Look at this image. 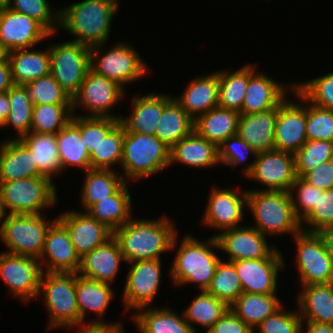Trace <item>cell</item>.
Segmentation results:
<instances>
[{"label":"cell","instance_id":"16","mask_svg":"<svg viewBox=\"0 0 333 333\" xmlns=\"http://www.w3.org/2000/svg\"><path fill=\"white\" fill-rule=\"evenodd\" d=\"M124 285L123 302L125 310L149 307L159 290L161 279V260L131 262Z\"/></svg>","mask_w":333,"mask_h":333},{"label":"cell","instance_id":"43","mask_svg":"<svg viewBox=\"0 0 333 333\" xmlns=\"http://www.w3.org/2000/svg\"><path fill=\"white\" fill-rule=\"evenodd\" d=\"M229 310V306L206 291H200L183 311L184 319L205 327L207 331Z\"/></svg>","mask_w":333,"mask_h":333},{"label":"cell","instance_id":"64","mask_svg":"<svg viewBox=\"0 0 333 333\" xmlns=\"http://www.w3.org/2000/svg\"><path fill=\"white\" fill-rule=\"evenodd\" d=\"M6 52L5 50L1 47L0 45V62L6 57Z\"/></svg>","mask_w":333,"mask_h":333},{"label":"cell","instance_id":"40","mask_svg":"<svg viewBox=\"0 0 333 333\" xmlns=\"http://www.w3.org/2000/svg\"><path fill=\"white\" fill-rule=\"evenodd\" d=\"M57 150L62 170L67 166H77L85 169L90 167V155L83 142L80 130L70 121L56 134Z\"/></svg>","mask_w":333,"mask_h":333},{"label":"cell","instance_id":"12","mask_svg":"<svg viewBox=\"0 0 333 333\" xmlns=\"http://www.w3.org/2000/svg\"><path fill=\"white\" fill-rule=\"evenodd\" d=\"M243 173L271 191H288L297 178L295 155L280 150L257 153Z\"/></svg>","mask_w":333,"mask_h":333},{"label":"cell","instance_id":"2","mask_svg":"<svg viewBox=\"0 0 333 333\" xmlns=\"http://www.w3.org/2000/svg\"><path fill=\"white\" fill-rule=\"evenodd\" d=\"M118 0H84L60 10V26L73 35L72 42L93 47L105 44L110 35Z\"/></svg>","mask_w":333,"mask_h":333},{"label":"cell","instance_id":"7","mask_svg":"<svg viewBox=\"0 0 333 333\" xmlns=\"http://www.w3.org/2000/svg\"><path fill=\"white\" fill-rule=\"evenodd\" d=\"M43 290V291H42ZM49 312L50 329L80 326V312L76 298V273L46 272L39 286Z\"/></svg>","mask_w":333,"mask_h":333},{"label":"cell","instance_id":"20","mask_svg":"<svg viewBox=\"0 0 333 333\" xmlns=\"http://www.w3.org/2000/svg\"><path fill=\"white\" fill-rule=\"evenodd\" d=\"M306 106L286 98L277 108L275 123V149L297 153L307 142Z\"/></svg>","mask_w":333,"mask_h":333},{"label":"cell","instance_id":"25","mask_svg":"<svg viewBox=\"0 0 333 333\" xmlns=\"http://www.w3.org/2000/svg\"><path fill=\"white\" fill-rule=\"evenodd\" d=\"M277 108L240 114L237 135L246 141L257 153L275 149V123Z\"/></svg>","mask_w":333,"mask_h":333},{"label":"cell","instance_id":"57","mask_svg":"<svg viewBox=\"0 0 333 333\" xmlns=\"http://www.w3.org/2000/svg\"><path fill=\"white\" fill-rule=\"evenodd\" d=\"M302 178L321 190L333 188V159L320 164Z\"/></svg>","mask_w":333,"mask_h":333},{"label":"cell","instance_id":"5","mask_svg":"<svg viewBox=\"0 0 333 333\" xmlns=\"http://www.w3.org/2000/svg\"><path fill=\"white\" fill-rule=\"evenodd\" d=\"M124 175L137 180L153 176L170 164V148L156 135L128 132L125 129L123 156L120 163Z\"/></svg>","mask_w":333,"mask_h":333},{"label":"cell","instance_id":"26","mask_svg":"<svg viewBox=\"0 0 333 333\" xmlns=\"http://www.w3.org/2000/svg\"><path fill=\"white\" fill-rule=\"evenodd\" d=\"M172 98L168 94L157 93L135 96L131 103V114L129 117H121L120 122L128 132L155 135L163 108Z\"/></svg>","mask_w":333,"mask_h":333},{"label":"cell","instance_id":"24","mask_svg":"<svg viewBox=\"0 0 333 333\" xmlns=\"http://www.w3.org/2000/svg\"><path fill=\"white\" fill-rule=\"evenodd\" d=\"M122 261L125 262V259L120 246L112 237L81 258L78 274L98 282L111 284L116 279Z\"/></svg>","mask_w":333,"mask_h":333},{"label":"cell","instance_id":"38","mask_svg":"<svg viewBox=\"0 0 333 333\" xmlns=\"http://www.w3.org/2000/svg\"><path fill=\"white\" fill-rule=\"evenodd\" d=\"M33 153L40 176L53 180V175L62 172L57 150L56 134L30 132L20 139Z\"/></svg>","mask_w":333,"mask_h":333},{"label":"cell","instance_id":"10","mask_svg":"<svg viewBox=\"0 0 333 333\" xmlns=\"http://www.w3.org/2000/svg\"><path fill=\"white\" fill-rule=\"evenodd\" d=\"M50 74L72 98L91 69L90 47L72 41L49 47Z\"/></svg>","mask_w":333,"mask_h":333},{"label":"cell","instance_id":"23","mask_svg":"<svg viewBox=\"0 0 333 333\" xmlns=\"http://www.w3.org/2000/svg\"><path fill=\"white\" fill-rule=\"evenodd\" d=\"M255 67V65L248 64V85L240 114L258 113L278 108L287 96L285 93L294 89L293 84L284 87L271 77L257 73Z\"/></svg>","mask_w":333,"mask_h":333},{"label":"cell","instance_id":"52","mask_svg":"<svg viewBox=\"0 0 333 333\" xmlns=\"http://www.w3.org/2000/svg\"><path fill=\"white\" fill-rule=\"evenodd\" d=\"M308 223V228L303 224ZM302 231L320 233L333 227V188L318 191L317 204L312 211L300 222Z\"/></svg>","mask_w":333,"mask_h":333},{"label":"cell","instance_id":"59","mask_svg":"<svg viewBox=\"0 0 333 333\" xmlns=\"http://www.w3.org/2000/svg\"><path fill=\"white\" fill-rule=\"evenodd\" d=\"M14 85L9 61L5 57L0 62V93L7 92Z\"/></svg>","mask_w":333,"mask_h":333},{"label":"cell","instance_id":"46","mask_svg":"<svg viewBox=\"0 0 333 333\" xmlns=\"http://www.w3.org/2000/svg\"><path fill=\"white\" fill-rule=\"evenodd\" d=\"M209 294L230 306L242 293V285L234 264L230 261L218 262L211 283L206 290Z\"/></svg>","mask_w":333,"mask_h":333},{"label":"cell","instance_id":"34","mask_svg":"<svg viewBox=\"0 0 333 333\" xmlns=\"http://www.w3.org/2000/svg\"><path fill=\"white\" fill-rule=\"evenodd\" d=\"M132 317L140 333H198L184 316L176 314L168 307H142Z\"/></svg>","mask_w":333,"mask_h":333},{"label":"cell","instance_id":"29","mask_svg":"<svg viewBox=\"0 0 333 333\" xmlns=\"http://www.w3.org/2000/svg\"><path fill=\"white\" fill-rule=\"evenodd\" d=\"M110 284L85 278L76 273V298L80 312V328L87 325H113L100 318H95L91 323H85L87 311L103 316L114 296Z\"/></svg>","mask_w":333,"mask_h":333},{"label":"cell","instance_id":"3","mask_svg":"<svg viewBox=\"0 0 333 333\" xmlns=\"http://www.w3.org/2000/svg\"><path fill=\"white\" fill-rule=\"evenodd\" d=\"M213 248L219 250L214 236L201 242L191 235H185L169 269L173 282L176 285L197 283L199 291H206L221 260Z\"/></svg>","mask_w":333,"mask_h":333},{"label":"cell","instance_id":"61","mask_svg":"<svg viewBox=\"0 0 333 333\" xmlns=\"http://www.w3.org/2000/svg\"><path fill=\"white\" fill-rule=\"evenodd\" d=\"M307 329L304 328V324H302V333H333V325L318 323V322H306Z\"/></svg>","mask_w":333,"mask_h":333},{"label":"cell","instance_id":"39","mask_svg":"<svg viewBox=\"0 0 333 333\" xmlns=\"http://www.w3.org/2000/svg\"><path fill=\"white\" fill-rule=\"evenodd\" d=\"M114 169H89L82 185V205L87 211L93 204L114 194L126 181ZM121 176V177H120Z\"/></svg>","mask_w":333,"mask_h":333},{"label":"cell","instance_id":"32","mask_svg":"<svg viewBox=\"0 0 333 333\" xmlns=\"http://www.w3.org/2000/svg\"><path fill=\"white\" fill-rule=\"evenodd\" d=\"M6 57L15 85L26 86L30 82L50 74L49 47L45 51L13 50L8 52Z\"/></svg>","mask_w":333,"mask_h":333},{"label":"cell","instance_id":"55","mask_svg":"<svg viewBox=\"0 0 333 333\" xmlns=\"http://www.w3.org/2000/svg\"><path fill=\"white\" fill-rule=\"evenodd\" d=\"M302 324L303 321L297 310L294 313L286 312L281 307L272 316L263 320L257 326L258 332L254 333H302Z\"/></svg>","mask_w":333,"mask_h":333},{"label":"cell","instance_id":"54","mask_svg":"<svg viewBox=\"0 0 333 333\" xmlns=\"http://www.w3.org/2000/svg\"><path fill=\"white\" fill-rule=\"evenodd\" d=\"M295 191L297 193V201L293 194ZM318 191L324 190L309 184L302 177L297 176L292 184L289 193L292 199L294 214L300 222L312 211L315 204H317Z\"/></svg>","mask_w":333,"mask_h":333},{"label":"cell","instance_id":"19","mask_svg":"<svg viewBox=\"0 0 333 333\" xmlns=\"http://www.w3.org/2000/svg\"><path fill=\"white\" fill-rule=\"evenodd\" d=\"M57 219L66 227L80 259L113 237V231L88 212L66 211Z\"/></svg>","mask_w":333,"mask_h":333},{"label":"cell","instance_id":"11","mask_svg":"<svg viewBox=\"0 0 333 333\" xmlns=\"http://www.w3.org/2000/svg\"><path fill=\"white\" fill-rule=\"evenodd\" d=\"M294 238L296 266L302 286L333 282V260L321 234L301 230Z\"/></svg>","mask_w":333,"mask_h":333},{"label":"cell","instance_id":"33","mask_svg":"<svg viewBox=\"0 0 333 333\" xmlns=\"http://www.w3.org/2000/svg\"><path fill=\"white\" fill-rule=\"evenodd\" d=\"M240 113L222 107L197 116L194 131L217 147L228 137L237 134Z\"/></svg>","mask_w":333,"mask_h":333},{"label":"cell","instance_id":"37","mask_svg":"<svg viewBox=\"0 0 333 333\" xmlns=\"http://www.w3.org/2000/svg\"><path fill=\"white\" fill-rule=\"evenodd\" d=\"M194 131V120L173 97L163 108L155 135L170 149Z\"/></svg>","mask_w":333,"mask_h":333},{"label":"cell","instance_id":"28","mask_svg":"<svg viewBox=\"0 0 333 333\" xmlns=\"http://www.w3.org/2000/svg\"><path fill=\"white\" fill-rule=\"evenodd\" d=\"M188 84L182 95L174 98L193 120L218 106V71L198 76Z\"/></svg>","mask_w":333,"mask_h":333},{"label":"cell","instance_id":"31","mask_svg":"<svg viewBox=\"0 0 333 333\" xmlns=\"http://www.w3.org/2000/svg\"><path fill=\"white\" fill-rule=\"evenodd\" d=\"M173 162L196 168L217 166L218 147L193 131L170 149V164Z\"/></svg>","mask_w":333,"mask_h":333},{"label":"cell","instance_id":"66","mask_svg":"<svg viewBox=\"0 0 333 333\" xmlns=\"http://www.w3.org/2000/svg\"><path fill=\"white\" fill-rule=\"evenodd\" d=\"M3 213H2V210H1V208H0V223H2L1 221L3 220L2 218H3Z\"/></svg>","mask_w":333,"mask_h":333},{"label":"cell","instance_id":"60","mask_svg":"<svg viewBox=\"0 0 333 333\" xmlns=\"http://www.w3.org/2000/svg\"><path fill=\"white\" fill-rule=\"evenodd\" d=\"M76 333H125L122 325L118 322L113 325H87L80 328Z\"/></svg>","mask_w":333,"mask_h":333},{"label":"cell","instance_id":"45","mask_svg":"<svg viewBox=\"0 0 333 333\" xmlns=\"http://www.w3.org/2000/svg\"><path fill=\"white\" fill-rule=\"evenodd\" d=\"M72 105H34L30 132L57 134L72 119Z\"/></svg>","mask_w":333,"mask_h":333},{"label":"cell","instance_id":"42","mask_svg":"<svg viewBox=\"0 0 333 333\" xmlns=\"http://www.w3.org/2000/svg\"><path fill=\"white\" fill-rule=\"evenodd\" d=\"M8 95L10 113L3 127H14L18 133L14 139L20 140L30 133L34 104L26 86L14 84L8 90Z\"/></svg>","mask_w":333,"mask_h":333},{"label":"cell","instance_id":"49","mask_svg":"<svg viewBox=\"0 0 333 333\" xmlns=\"http://www.w3.org/2000/svg\"><path fill=\"white\" fill-rule=\"evenodd\" d=\"M49 4L47 0H9L7 7L36 20L53 35L60 25V10L51 11Z\"/></svg>","mask_w":333,"mask_h":333},{"label":"cell","instance_id":"41","mask_svg":"<svg viewBox=\"0 0 333 333\" xmlns=\"http://www.w3.org/2000/svg\"><path fill=\"white\" fill-rule=\"evenodd\" d=\"M219 102L218 106L241 112L246 88L248 85V65L229 73V70L218 71Z\"/></svg>","mask_w":333,"mask_h":333},{"label":"cell","instance_id":"8","mask_svg":"<svg viewBox=\"0 0 333 333\" xmlns=\"http://www.w3.org/2000/svg\"><path fill=\"white\" fill-rule=\"evenodd\" d=\"M38 215L4 214L0 226V238L9 248L6 253L40 257L47 231L52 224Z\"/></svg>","mask_w":333,"mask_h":333},{"label":"cell","instance_id":"6","mask_svg":"<svg viewBox=\"0 0 333 333\" xmlns=\"http://www.w3.org/2000/svg\"><path fill=\"white\" fill-rule=\"evenodd\" d=\"M53 181L43 176L0 182V208L3 214L38 215L52 207L58 198Z\"/></svg>","mask_w":333,"mask_h":333},{"label":"cell","instance_id":"27","mask_svg":"<svg viewBox=\"0 0 333 333\" xmlns=\"http://www.w3.org/2000/svg\"><path fill=\"white\" fill-rule=\"evenodd\" d=\"M40 176L33 153L18 139L0 144V182Z\"/></svg>","mask_w":333,"mask_h":333},{"label":"cell","instance_id":"13","mask_svg":"<svg viewBox=\"0 0 333 333\" xmlns=\"http://www.w3.org/2000/svg\"><path fill=\"white\" fill-rule=\"evenodd\" d=\"M40 263V257L1 253L0 278L14 296L28 302L38 297L40 282L45 273V265Z\"/></svg>","mask_w":333,"mask_h":333},{"label":"cell","instance_id":"44","mask_svg":"<svg viewBox=\"0 0 333 333\" xmlns=\"http://www.w3.org/2000/svg\"><path fill=\"white\" fill-rule=\"evenodd\" d=\"M124 134L125 128L119 121L90 154L91 169H114L111 166L121 163Z\"/></svg>","mask_w":333,"mask_h":333},{"label":"cell","instance_id":"15","mask_svg":"<svg viewBox=\"0 0 333 333\" xmlns=\"http://www.w3.org/2000/svg\"><path fill=\"white\" fill-rule=\"evenodd\" d=\"M219 249L228 254L227 261L283 258L279 250L269 246L266 236L254 227H237L214 234Z\"/></svg>","mask_w":333,"mask_h":333},{"label":"cell","instance_id":"58","mask_svg":"<svg viewBox=\"0 0 333 333\" xmlns=\"http://www.w3.org/2000/svg\"><path fill=\"white\" fill-rule=\"evenodd\" d=\"M206 333H254L246 323L229 308Z\"/></svg>","mask_w":333,"mask_h":333},{"label":"cell","instance_id":"65","mask_svg":"<svg viewBox=\"0 0 333 333\" xmlns=\"http://www.w3.org/2000/svg\"><path fill=\"white\" fill-rule=\"evenodd\" d=\"M9 0H0V8L8 6Z\"/></svg>","mask_w":333,"mask_h":333},{"label":"cell","instance_id":"35","mask_svg":"<svg viewBox=\"0 0 333 333\" xmlns=\"http://www.w3.org/2000/svg\"><path fill=\"white\" fill-rule=\"evenodd\" d=\"M131 199L125 182L114 194L96 202L86 212L114 232L131 220Z\"/></svg>","mask_w":333,"mask_h":333},{"label":"cell","instance_id":"22","mask_svg":"<svg viewBox=\"0 0 333 333\" xmlns=\"http://www.w3.org/2000/svg\"><path fill=\"white\" fill-rule=\"evenodd\" d=\"M232 263L240 278L243 292L276 294L278 272L284 267L283 258L246 259Z\"/></svg>","mask_w":333,"mask_h":333},{"label":"cell","instance_id":"48","mask_svg":"<svg viewBox=\"0 0 333 333\" xmlns=\"http://www.w3.org/2000/svg\"><path fill=\"white\" fill-rule=\"evenodd\" d=\"M296 175L303 177L320 164L333 159V142L307 140L302 148L294 154Z\"/></svg>","mask_w":333,"mask_h":333},{"label":"cell","instance_id":"30","mask_svg":"<svg viewBox=\"0 0 333 333\" xmlns=\"http://www.w3.org/2000/svg\"><path fill=\"white\" fill-rule=\"evenodd\" d=\"M302 287L297 297L301 320L333 325V282Z\"/></svg>","mask_w":333,"mask_h":333},{"label":"cell","instance_id":"1","mask_svg":"<svg viewBox=\"0 0 333 333\" xmlns=\"http://www.w3.org/2000/svg\"><path fill=\"white\" fill-rule=\"evenodd\" d=\"M174 222L165 215L158 220L131 219L113 232L125 262L161 260V254L177 247Z\"/></svg>","mask_w":333,"mask_h":333},{"label":"cell","instance_id":"56","mask_svg":"<svg viewBox=\"0 0 333 333\" xmlns=\"http://www.w3.org/2000/svg\"><path fill=\"white\" fill-rule=\"evenodd\" d=\"M251 153L254 157L257 156V152L237 134L228 137L218 146L219 163L234 167L245 163Z\"/></svg>","mask_w":333,"mask_h":333},{"label":"cell","instance_id":"47","mask_svg":"<svg viewBox=\"0 0 333 333\" xmlns=\"http://www.w3.org/2000/svg\"><path fill=\"white\" fill-rule=\"evenodd\" d=\"M292 90L301 102L333 110V72L306 82L293 83Z\"/></svg>","mask_w":333,"mask_h":333},{"label":"cell","instance_id":"62","mask_svg":"<svg viewBox=\"0 0 333 333\" xmlns=\"http://www.w3.org/2000/svg\"><path fill=\"white\" fill-rule=\"evenodd\" d=\"M10 113V100L8 91L0 93V128L5 124Z\"/></svg>","mask_w":333,"mask_h":333},{"label":"cell","instance_id":"17","mask_svg":"<svg viewBox=\"0 0 333 333\" xmlns=\"http://www.w3.org/2000/svg\"><path fill=\"white\" fill-rule=\"evenodd\" d=\"M50 36L36 20L7 6L0 8V45L6 53L30 49Z\"/></svg>","mask_w":333,"mask_h":333},{"label":"cell","instance_id":"4","mask_svg":"<svg viewBox=\"0 0 333 333\" xmlns=\"http://www.w3.org/2000/svg\"><path fill=\"white\" fill-rule=\"evenodd\" d=\"M254 216L255 226L263 235L299 233L300 221L293 210L292 199L288 191H247V205Z\"/></svg>","mask_w":333,"mask_h":333},{"label":"cell","instance_id":"14","mask_svg":"<svg viewBox=\"0 0 333 333\" xmlns=\"http://www.w3.org/2000/svg\"><path fill=\"white\" fill-rule=\"evenodd\" d=\"M124 88L113 80L97 74L90 69L72 97V111L82 106L90 111L88 117H108L120 120L121 116L110 113V109L124 98Z\"/></svg>","mask_w":333,"mask_h":333},{"label":"cell","instance_id":"21","mask_svg":"<svg viewBox=\"0 0 333 333\" xmlns=\"http://www.w3.org/2000/svg\"><path fill=\"white\" fill-rule=\"evenodd\" d=\"M45 261L44 272L78 273L81 259L75 251L66 227L57 219L50 225L43 252L40 256Z\"/></svg>","mask_w":333,"mask_h":333},{"label":"cell","instance_id":"53","mask_svg":"<svg viewBox=\"0 0 333 333\" xmlns=\"http://www.w3.org/2000/svg\"><path fill=\"white\" fill-rule=\"evenodd\" d=\"M306 106L307 140H325L333 142V110L312 103Z\"/></svg>","mask_w":333,"mask_h":333},{"label":"cell","instance_id":"36","mask_svg":"<svg viewBox=\"0 0 333 333\" xmlns=\"http://www.w3.org/2000/svg\"><path fill=\"white\" fill-rule=\"evenodd\" d=\"M282 303L276 294H252L243 292L230 306V310L255 331L267 317L272 316Z\"/></svg>","mask_w":333,"mask_h":333},{"label":"cell","instance_id":"9","mask_svg":"<svg viewBox=\"0 0 333 333\" xmlns=\"http://www.w3.org/2000/svg\"><path fill=\"white\" fill-rule=\"evenodd\" d=\"M103 45L105 44L90 48L91 69L97 74L115 81L124 88L127 82H134L149 73V67L133 46L119 42L99 56Z\"/></svg>","mask_w":333,"mask_h":333},{"label":"cell","instance_id":"18","mask_svg":"<svg viewBox=\"0 0 333 333\" xmlns=\"http://www.w3.org/2000/svg\"><path fill=\"white\" fill-rule=\"evenodd\" d=\"M208 204L202 222L209 227L225 231L240 227L243 220L244 206L247 205V191L214 187L208 198Z\"/></svg>","mask_w":333,"mask_h":333},{"label":"cell","instance_id":"51","mask_svg":"<svg viewBox=\"0 0 333 333\" xmlns=\"http://www.w3.org/2000/svg\"><path fill=\"white\" fill-rule=\"evenodd\" d=\"M118 119L108 117H88L73 114L71 122L80 130V135L85 143L89 155L97 144L119 122Z\"/></svg>","mask_w":333,"mask_h":333},{"label":"cell","instance_id":"50","mask_svg":"<svg viewBox=\"0 0 333 333\" xmlns=\"http://www.w3.org/2000/svg\"><path fill=\"white\" fill-rule=\"evenodd\" d=\"M34 105H72L70 95L48 74L26 85Z\"/></svg>","mask_w":333,"mask_h":333},{"label":"cell","instance_id":"63","mask_svg":"<svg viewBox=\"0 0 333 333\" xmlns=\"http://www.w3.org/2000/svg\"><path fill=\"white\" fill-rule=\"evenodd\" d=\"M320 234L325 241L329 256L333 260V227L321 231Z\"/></svg>","mask_w":333,"mask_h":333}]
</instances>
